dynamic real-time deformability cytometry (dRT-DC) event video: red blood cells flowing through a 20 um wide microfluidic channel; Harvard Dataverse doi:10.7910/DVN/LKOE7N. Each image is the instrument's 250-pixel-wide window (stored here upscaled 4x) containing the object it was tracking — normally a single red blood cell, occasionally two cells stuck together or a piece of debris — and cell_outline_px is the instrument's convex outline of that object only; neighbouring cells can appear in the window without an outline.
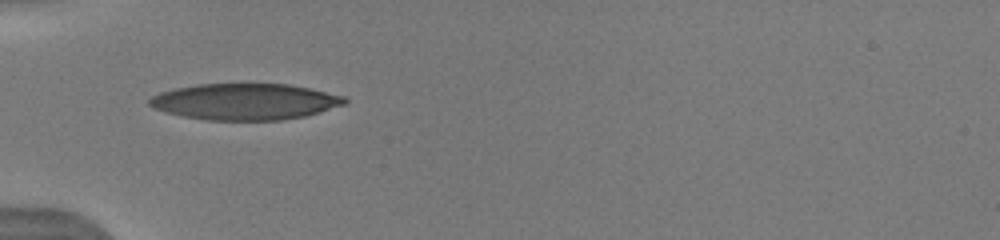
{"species": "human", "species_latin": "Homo sapiens", "temperature_condition": "warm", "stored_images_in_passage": 3, "camera_frame_rate_fps": 3000, "um_per_image_px": 0.085, "donor": {"sex": "male"}, "frame": {"image": 1, "passage_image": 1, "time_ms": 0.0, "image_size_px": [1000, 240], "cell_outline_px": [[348, 104], [320, 112], [304, 116], [280, 120], [208, 120], [184, 116], [168, 112], [156, 108], [148, 104], [148, 100], [152, 96], [160, 92], [176, 88], [196, 84], [288, 84], [308, 88], [344, 96], [348, 100]], "centroid_in_image_um": [20.86, 8.64], "position_along_channel_um": 64.1, "area_um2": 41.1}}